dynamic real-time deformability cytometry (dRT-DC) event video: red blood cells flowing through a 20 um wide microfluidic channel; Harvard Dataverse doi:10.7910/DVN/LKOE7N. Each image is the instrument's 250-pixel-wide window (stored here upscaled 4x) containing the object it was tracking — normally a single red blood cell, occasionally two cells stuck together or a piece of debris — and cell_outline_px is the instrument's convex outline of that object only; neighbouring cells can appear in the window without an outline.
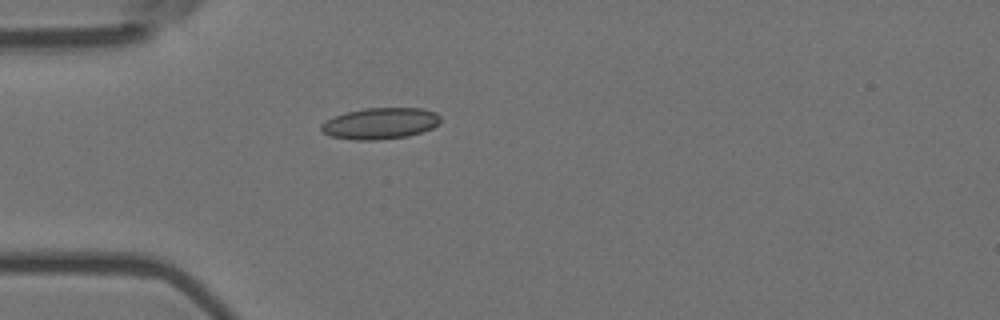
{"species": "Egyptian fruit bat (a non-hibernating species)", "species_latin": "Rousettus aegyptiacus", "temperature_condition": "room temperature", "stored_images_in_passage": 1, "camera_frame_rate_fps": 3000, "um_per_image_px": 0.085, "animal": {"sex": "female"}, "frame": {"image": 1, "passage_image": 1, "time_ms": 0.0, "image_size_px": [1000, 320], "cell_outline_px": [[440, 120], [432, 128], [408, 136], [376, 140], [356, 140], [332, 136], [324, 132], [320, 128], [320, 124], [336, 116], [348, 112], [364, 108], [424, 108], [436, 112], [440, 116]], "centroid_in_image_um": [32.34, 10.48], "position_along_channel_um": 52.7, "area_um2": 21.5}}